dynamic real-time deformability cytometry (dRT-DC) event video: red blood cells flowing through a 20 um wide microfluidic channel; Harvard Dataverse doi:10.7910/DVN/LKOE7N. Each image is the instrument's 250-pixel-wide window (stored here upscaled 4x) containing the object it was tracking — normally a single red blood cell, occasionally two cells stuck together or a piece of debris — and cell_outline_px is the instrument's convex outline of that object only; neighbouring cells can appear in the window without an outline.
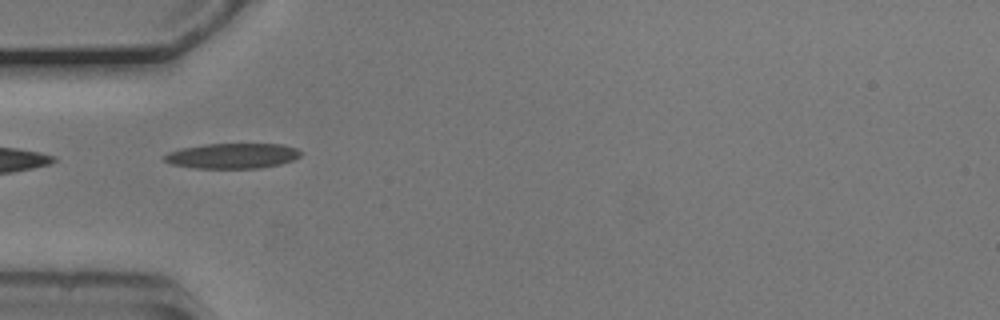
{"species": "common noctule bat (a hibernating species)", "species_latin": "Nyctalus noctula", "temperature_condition": "cold", "stored_images_in_passage": 3, "camera_frame_rate_fps": 3000, "um_per_image_px": 0.085, "animal": {"sex": "male", "body_mass_g": 20.5, "forearm_length_mm": 52.5}, "frame": {"image": 1, "passage_image": 1, "time_ms": 0.0, "image_size_px": [1000, 320], "cell_outline_px": [[304, 152], [300, 156], [292, 160], [280, 164], [260, 168], [192, 168], [172, 164], [164, 160], [160, 156], [168, 152], [180, 148], [204, 144], [280, 144], [296, 148]], "centroid_in_image_um": [19.72, 13.24], "position_along_channel_um": 65.3, "area_um2": 20.23}}